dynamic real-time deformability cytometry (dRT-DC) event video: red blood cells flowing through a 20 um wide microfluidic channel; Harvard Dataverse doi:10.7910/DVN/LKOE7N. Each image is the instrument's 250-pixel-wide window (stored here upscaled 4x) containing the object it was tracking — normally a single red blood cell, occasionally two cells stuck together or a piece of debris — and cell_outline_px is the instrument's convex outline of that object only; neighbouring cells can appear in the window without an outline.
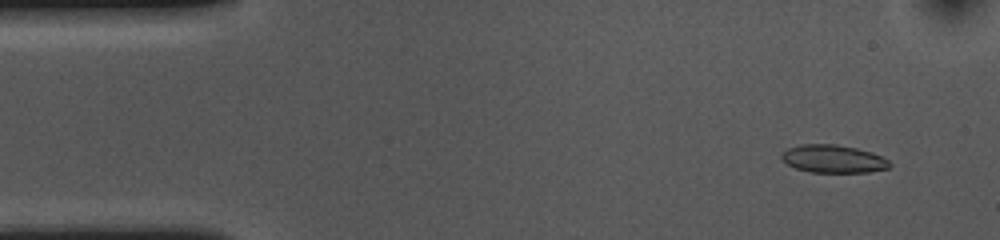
{"species": "common noctule bat (a hibernating species)", "species_latin": "Nyctalus noctula", "temperature_condition": "cold", "stored_images_in_passage": 51, "camera_frame_rate_fps": 3000, "um_per_image_px": 0.085, "animal": {"sex": "female", "body_mass_g": 10.0, "forearm_length_mm": 53.1}, "frame": {"image": 1, "passage_image": 1, "time_ms": 0.0, "image_size_px": [1000, 240], "cell_outline_px": [[892, 164], [888, 168], [868, 172], [808, 172], [796, 168], [788, 164], [780, 156], [788, 148], [800, 144], [836, 144], [856, 148], [872, 152], [888, 160]], "centroid_in_image_um": [70.83, 13.5], "position_along_channel_um": 14.2, "area_um2": 17.46}}
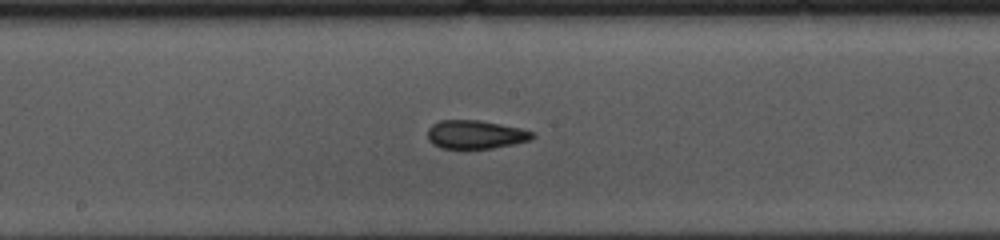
{"frame": {"image": 2, "passage_image": 24, "time_ms": 7.667, "image_size_px": [1000, 240], "cell_outline_px": [[536, 136], [532, 140], [492, 148], [440, 148], [432, 144], [428, 140], [428, 128], [432, 124], [440, 120], [480, 120], [520, 128], [536, 132]], "centroid_in_image_um": [40.43, 11.43], "position_along_channel_um": 207.8, "area_um2": 17.51}}
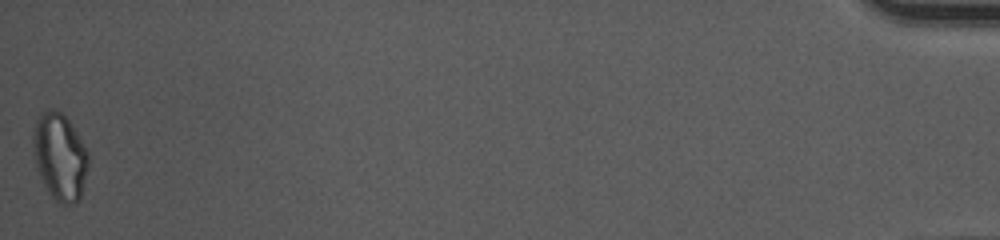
{"frame": {"image": 3, "passage_image": 51, "time_ms": 16.667, "image_size_px": [1000, 240], "cell_outline_px": [[88, 168], [80, 200], [76, 204], [60, 204], [48, 192], [40, 176], [32, 152], [32, 136], [36, 120], [44, 112], [52, 108], [56, 108], [68, 120], [76, 132], [88, 152]], "centroid_in_image_um": [5.08, 13.34], "position_along_channel_um": 430.1, "area_um2": 27.98}, "authors_computed_cell_mechanics": {"area_um2": 18.0336, "velocity_mm_per_s": 3.618, "shape_relaxation_time_tau1_ms": 7.6608, "shape_relaxation_time_tau2_ms": 3.357, "deformation_change_tau1": 0.1603, "deformation_change_tau2": 0.0751}}